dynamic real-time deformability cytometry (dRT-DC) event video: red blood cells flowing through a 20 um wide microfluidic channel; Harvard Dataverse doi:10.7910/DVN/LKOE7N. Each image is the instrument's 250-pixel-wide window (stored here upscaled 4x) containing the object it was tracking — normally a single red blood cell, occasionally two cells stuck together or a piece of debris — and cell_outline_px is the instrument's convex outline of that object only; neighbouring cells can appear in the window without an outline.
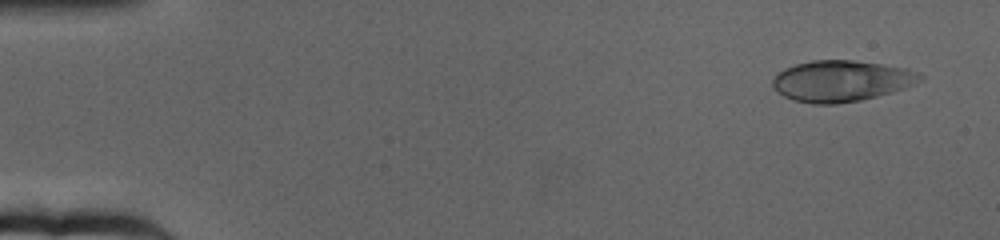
{"species": "human", "species_latin": "Homo sapiens", "temperature_condition": "cold", "stored_images_in_passage": 64, "camera_frame_rate_fps": 3000, "um_per_image_px": 0.085, "donor": {"sex": "female"}, "frame": {"image": 1, "passage_image": 4, "time_ms": 1.0, "image_size_px": [1000, 240], "cell_outline_px": [[924, 80], [904, 88], [892, 92], [860, 100], [836, 104], [812, 104], [792, 100], [784, 96], [772, 88], [772, 80], [784, 68], [796, 64], [812, 60], [852, 60], [884, 64], [908, 68], [920, 72], [924, 76]], "centroid_in_image_um": [71.54, 6.88], "position_along_channel_um": 13.5, "area_um2": 35.6}}
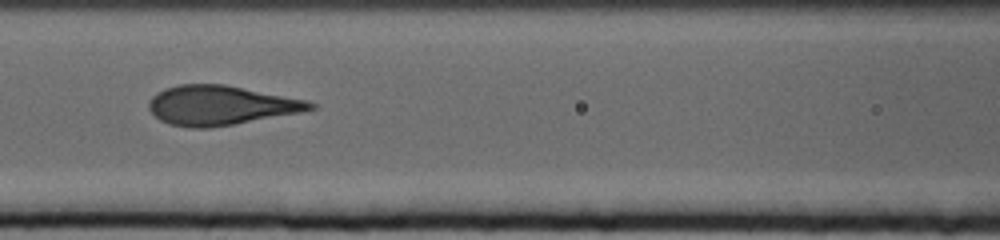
{"frame": {"image": 2, "passage_image": 29, "time_ms": 9.333, "image_size_px": [1000, 240], "cell_outline_px": [[316, 108], [300, 112], [232, 124], [208, 128], [188, 128], [168, 124], [160, 120], [148, 108], [148, 100], [152, 96], [164, 88], [180, 84], [224, 84], [308, 100], [316, 104]], "centroid_in_image_um": [18.72, 8.95], "position_along_channel_um": 147.9, "area_um2": 36.99}}
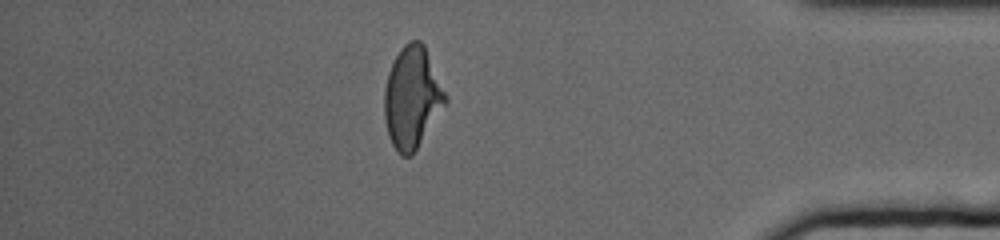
{"frame": {"image": 3, "passage_image": 56, "time_ms": 18.333, "image_size_px": [1000, 240], "cell_outline_px": [[448, 100], [412, 156], [400, 156], [396, 152], [388, 136], [384, 120], [384, 88], [388, 72], [400, 48], [404, 44], [412, 40], [420, 40], [424, 44], [448, 96]], "centroid_in_image_um": [35.02, 8.3], "position_along_channel_um": 400.2, "area_um2": 36.36}, "authors_computed_cell_mechanics": {"area_um2": 36.4429, "velocity_mm_per_s": 3.1601, "shape_relaxation_time_tau1_ms": 4.8873, "shape_relaxation_time_tau2_ms": null, "deformation_change_tau1": 0.1781, "deformation_change_tau2": null}}